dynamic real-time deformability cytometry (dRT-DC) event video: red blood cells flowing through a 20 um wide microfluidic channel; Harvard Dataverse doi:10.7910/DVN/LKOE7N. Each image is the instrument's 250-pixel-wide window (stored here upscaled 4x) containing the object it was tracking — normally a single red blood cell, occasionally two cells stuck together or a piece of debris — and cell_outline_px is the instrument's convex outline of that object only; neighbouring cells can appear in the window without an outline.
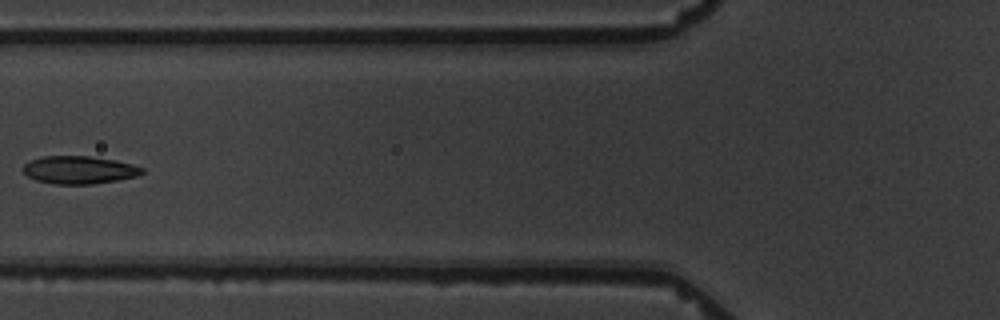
{"species": "common noctule bat (a hibernating species)", "species_latin": "Nyctalus noctula", "temperature_condition": "warm", "stored_images_in_passage": 13, "camera_frame_rate_fps": 3000, "um_per_image_px": 0.085, "animal": {"sex": "male", "body_mass_g": 19.5, "forearm_length_mm": 54.6}, "frame": {"image": 1, "passage_image": 3, "time_ms": 2.333, "image_size_px": [1000, 320], "cell_outline_px": [[144, 172], [136, 176], [116, 180], [92, 184], [52, 184], [36, 180], [28, 176], [20, 168], [28, 160], [40, 156], [88, 156], [116, 160], [132, 164], [144, 168]], "centroid_in_image_um": [6.68, 14.43], "position_along_channel_um": 119.1, "area_um2": 19.42}}
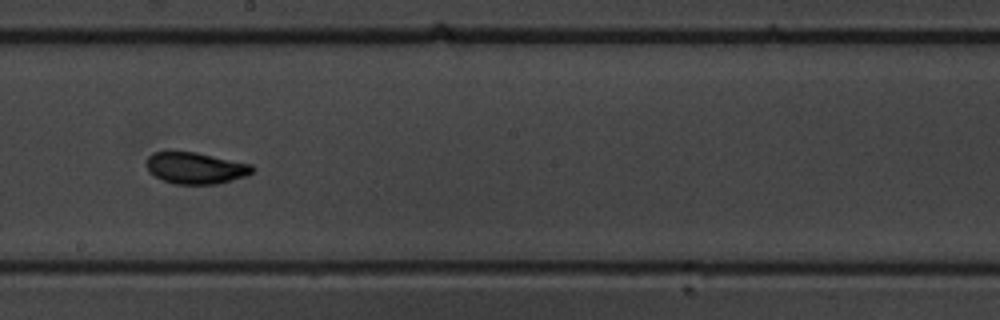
{"frame": {"image": 2, "passage_image": 6, "time_ms": 5.667, "image_size_px": [1000, 320], "cell_outline_px": [[256, 168], [252, 172], [244, 176], [216, 184], [176, 184], [164, 180], [148, 172], [148, 156], [152, 152], [196, 152], [252, 164]], "centroid_in_image_um": [16.64, 14.28], "position_along_channel_um": 231.6, "area_um2": 19.19}}
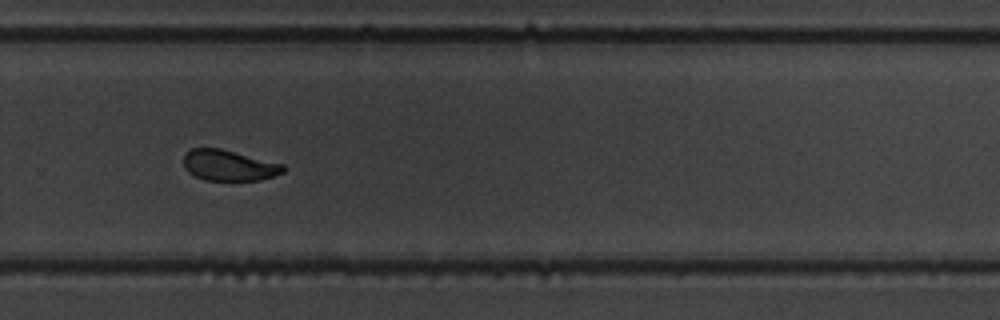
{"frame": {"image": 3, "passage_image": 8, "time_ms": 8.0, "image_size_px": [1000, 320], "cell_outline_px": [[288, 168], [284, 172], [260, 180], [204, 180], [188, 172], [184, 168], [184, 156], [192, 148], [220, 148], [284, 164]], "centroid_in_image_um": [19.48, 14.06], "position_along_channel_um": 310.3, "area_um2": 17.86}, "authors_computed_cell_mechanics": {"area_um2": 19.1896, "velocity_mm_per_s": 3.3925, "shape_relaxation_time_tau1_ms": 3.0842, "shape_relaxation_time_tau2_ms": 1.3156, "deformation_change_tau1": 0.1392, "deformation_change_tau2": 0.0747}}